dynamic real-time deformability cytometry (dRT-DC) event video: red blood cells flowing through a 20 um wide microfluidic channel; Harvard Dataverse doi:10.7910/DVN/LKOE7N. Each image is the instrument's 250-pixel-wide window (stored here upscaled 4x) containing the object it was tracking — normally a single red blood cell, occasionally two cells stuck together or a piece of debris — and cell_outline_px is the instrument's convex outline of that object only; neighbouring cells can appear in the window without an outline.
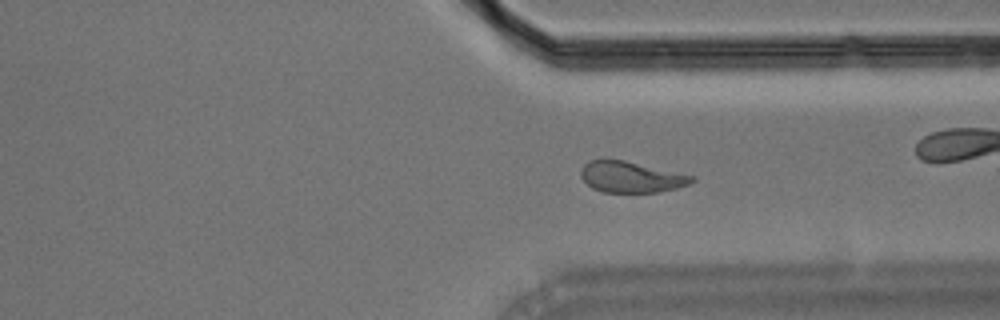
{"species": "Egyptian fruit bat (a non-hibernating species)", "species_latin": "Rousettus aegyptiacus", "temperature_condition": "room temperature", "stored_images_in_passage": 52, "camera_frame_rate_fps": 3000, "um_per_image_px": 0.085, "animal": {"sex": "male"}, "frame": {"image": 1, "passage_image": 37, "time_ms": 12.0, "image_size_px": [1000, 320], "cell_outline_px": [[696, 180], [688, 184], [676, 188], [656, 192], [604, 192], [592, 188], [580, 176], [580, 172], [584, 164], [588, 160], [624, 160], [696, 176]], "centroid_in_image_um": [53.65, 15.04], "position_along_channel_um": 357.7, "area_um2": 19.94}}
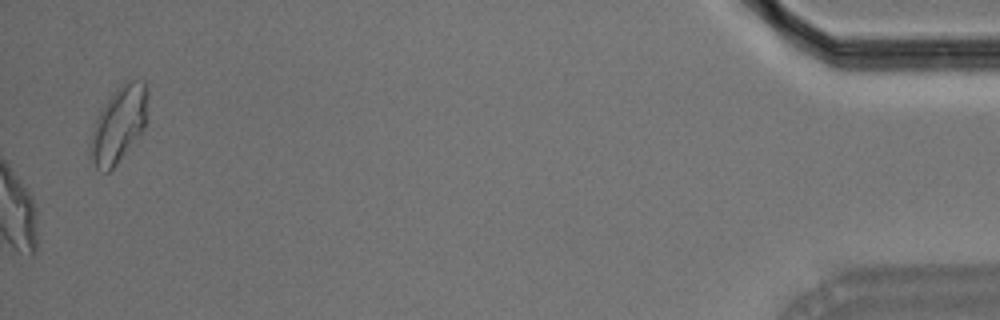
{"frame": {"image": 2, "passage_image": 52, "time_ms": 17.0, "image_size_px": [1000, 320], "cell_outline_px": [[148, 96], [144, 128], [116, 164], [108, 172], [104, 172], [96, 168], [88, 156], [88, 144], [96, 116], [112, 92], [124, 80], [144, 80], [148, 88]], "centroid_in_image_um": [10.05, 10.54], "position_along_channel_um": 425.1, "area_um2": 25.66}, "authors_computed_cell_mechanics": {"area_um2": 20.7502, "velocity_mm_per_s": 3.6249, "shape_relaxation_time_tau1_ms": 5.6121, "shape_relaxation_time_tau2_ms": 2.1007, "deformation_change_tau1": 0.1981, "deformation_change_tau2": 0.09}}